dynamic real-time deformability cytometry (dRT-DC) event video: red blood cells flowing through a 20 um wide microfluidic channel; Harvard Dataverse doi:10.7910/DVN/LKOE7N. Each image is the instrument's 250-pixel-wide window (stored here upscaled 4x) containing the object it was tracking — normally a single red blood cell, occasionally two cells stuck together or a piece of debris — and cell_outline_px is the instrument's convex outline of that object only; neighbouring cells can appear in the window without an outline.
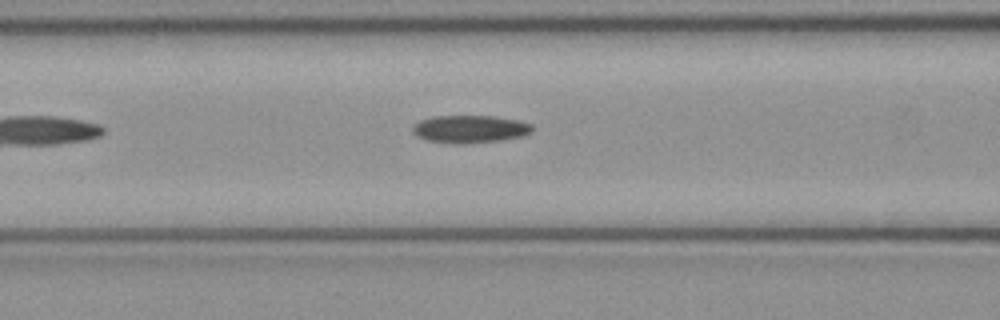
{"species": "common noctule bat (a hibernating species)", "species_latin": "Nyctalus noctula", "temperature_condition": "cold", "stored_images_in_passage": 4, "camera_frame_rate_fps": 3000, "um_per_image_px": 0.085, "animal": {"sex": "female", "body_mass_g": 21.9}, "frame": {"image": 1, "passage_image": 4, "time_ms": 1.0, "image_size_px": [1000, 320], "cell_outline_px": [[532, 132], [520, 136], [500, 140], [464, 144], [452, 144], [424, 140], [416, 136], [412, 132], [412, 128], [420, 120], [432, 116], [496, 116], [520, 120], [532, 124]], "centroid_in_image_um": [39.92, 10.97], "position_along_channel_um": 126.7, "area_um2": 19.48}}